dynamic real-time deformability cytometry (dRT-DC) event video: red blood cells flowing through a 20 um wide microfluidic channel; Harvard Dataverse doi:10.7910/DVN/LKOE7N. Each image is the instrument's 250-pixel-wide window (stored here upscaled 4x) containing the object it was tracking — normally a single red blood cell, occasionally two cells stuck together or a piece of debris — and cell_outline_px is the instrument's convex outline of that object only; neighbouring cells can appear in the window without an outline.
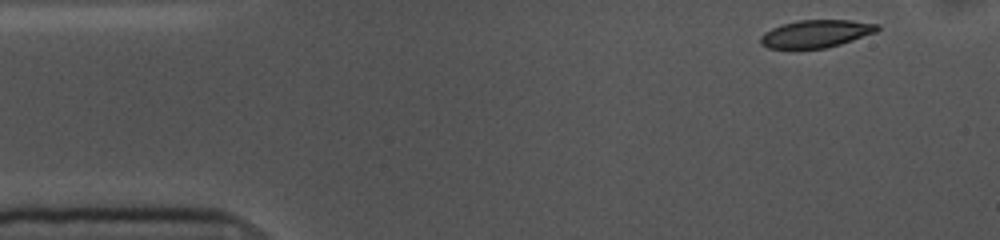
{"species": "common noctule bat (a hibernating species)", "species_latin": "Nyctalus noctula", "temperature_condition": "cold", "stored_images_in_passage": 51, "camera_frame_rate_fps": 3000, "um_per_image_px": 0.085, "animal": {"sex": "female", "body_mass_g": 10.0, "forearm_length_mm": 53.1}, "frame": {"image": 1, "passage_image": 1, "time_ms": 0.0, "image_size_px": [1000, 240], "cell_outline_px": [[880, 28], [876, 32], [840, 44], [824, 48], [768, 48], [760, 44], [760, 36], [764, 32], [772, 28], [784, 24], [800, 20], [852, 20], [880, 24]], "centroid_in_image_um": [69.37, 2.86], "position_along_channel_um": 15.6, "area_um2": 18.67}}
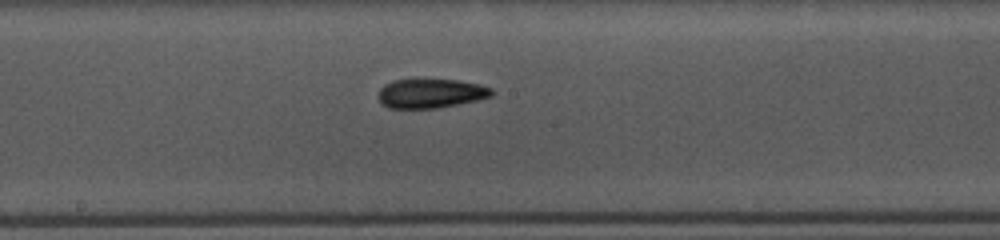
{"frame": {"image": 2, "passage_image": 24, "time_ms": 7.667, "image_size_px": [1000, 240], "cell_outline_px": [[496, 92], [492, 96], [460, 104], [436, 108], [388, 108], [376, 96], [380, 88], [384, 84], [392, 80], [412, 76], [460, 80], [480, 84], [492, 88]], "centroid_in_image_um": [36.59, 7.88], "position_along_channel_um": 211.6, "area_um2": 20.4}}
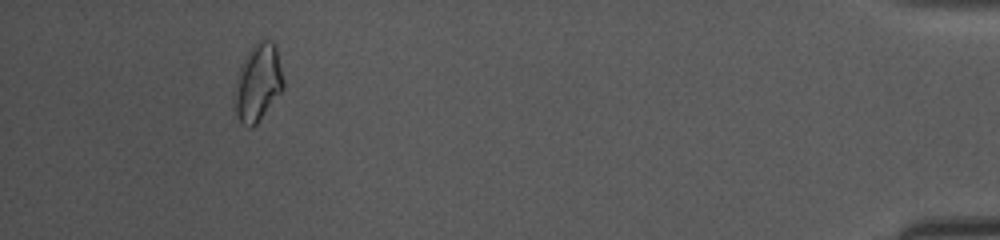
{"frame": {"image": 3, "passage_image": 47, "time_ms": 15.333, "image_size_px": [1000, 240], "cell_outline_px": [[284, 88], [256, 124], [252, 128], [248, 128], [240, 124], [232, 108], [232, 100], [236, 76], [252, 44], [256, 40], [268, 40], [276, 48], [284, 80]], "centroid_in_image_um": [21.87, 7.09], "position_along_channel_um": 413.3, "area_um2": 22.37}, "authors_computed_cell_mechanics": {"area_um2": 19.8832, "velocity_mm_per_s": 3.5696, "shape_relaxation_time_tau1_ms": 5.0264, "shape_relaxation_time_tau2_ms": 5.2462, "deformation_change_tau1": 0.1203, "deformation_change_tau2": 0.1104}}